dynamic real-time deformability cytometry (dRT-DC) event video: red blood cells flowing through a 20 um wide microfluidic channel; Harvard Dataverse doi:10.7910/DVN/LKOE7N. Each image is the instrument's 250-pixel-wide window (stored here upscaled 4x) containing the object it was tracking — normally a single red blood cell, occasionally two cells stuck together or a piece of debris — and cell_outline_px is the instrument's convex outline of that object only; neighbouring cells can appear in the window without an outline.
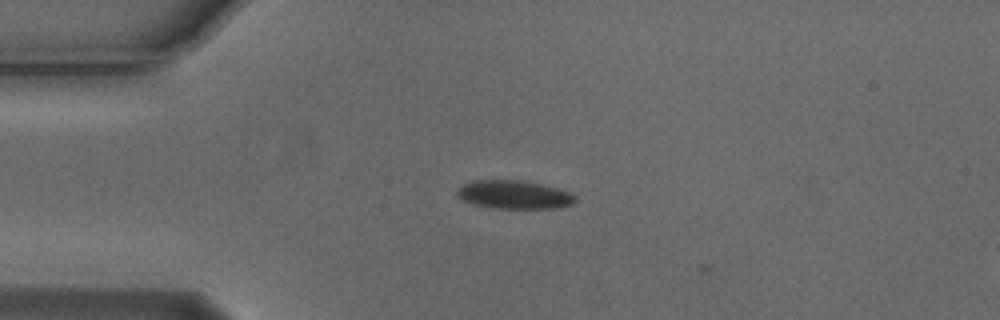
{"species": "Egyptian fruit bat (a non-hibernating species)", "species_latin": "Rousettus aegyptiacus", "temperature_condition": "cold", "stored_images_in_passage": 5, "camera_frame_rate_fps": 3000, "um_per_image_px": 0.085, "animal": {"sex": "male"}, "frame": {"image": 1, "passage_image": 1, "time_ms": 0.0, "image_size_px": [1000, 320], "cell_outline_px": [[576, 200], [572, 204], [556, 208], [492, 208], [472, 204], [460, 200], [456, 196], [456, 188], [472, 180], [524, 180], [572, 192], [576, 196]], "centroid_in_image_um": [43.65, 16.54], "position_along_channel_um": 41.4, "area_um2": 19.83}}